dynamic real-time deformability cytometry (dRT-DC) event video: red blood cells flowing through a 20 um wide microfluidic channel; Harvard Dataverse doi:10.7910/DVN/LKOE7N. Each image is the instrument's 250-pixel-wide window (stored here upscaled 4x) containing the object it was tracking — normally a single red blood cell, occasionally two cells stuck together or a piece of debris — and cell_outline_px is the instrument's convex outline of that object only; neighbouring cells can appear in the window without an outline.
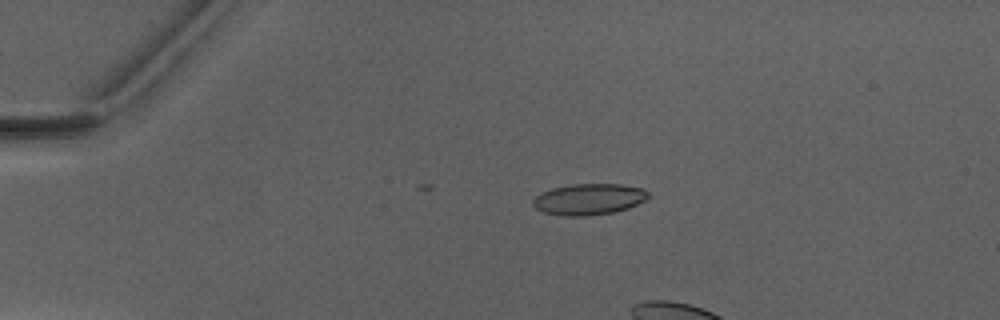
{"species": "Egyptian fruit bat (a non-hibernating species)", "species_latin": "Rousettus aegyptiacus", "temperature_condition": "warm", "stored_images_in_passage": 3, "camera_frame_rate_fps": 3000, "um_per_image_px": 0.085, "animal": {"sex": "male"}, "frame": {"image": 1, "passage_image": 1, "time_ms": 0.0, "image_size_px": [1000, 320], "cell_outline_px": [[648, 196], [644, 200], [628, 208], [612, 212], [588, 216], [564, 216], [544, 212], [536, 208], [532, 204], [532, 200], [540, 192], [552, 188], [572, 184], [620, 184], [644, 188], [648, 192]], "centroid_in_image_um": [50.02, 16.93], "position_along_channel_um": 35.0, "area_um2": 20.92}}